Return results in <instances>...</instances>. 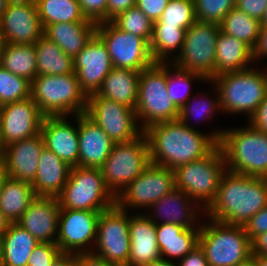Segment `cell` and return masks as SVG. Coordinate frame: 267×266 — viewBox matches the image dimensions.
Listing matches in <instances>:
<instances>
[{
    "instance_id": "2e32d148",
    "label": "cell",
    "mask_w": 267,
    "mask_h": 266,
    "mask_svg": "<svg viewBox=\"0 0 267 266\" xmlns=\"http://www.w3.org/2000/svg\"><path fill=\"white\" fill-rule=\"evenodd\" d=\"M100 213L60 209L56 244L62 253L78 254L93 251L94 247L90 248L89 244L93 245V241L96 242Z\"/></svg>"
},
{
    "instance_id": "f6af8a7d",
    "label": "cell",
    "mask_w": 267,
    "mask_h": 266,
    "mask_svg": "<svg viewBox=\"0 0 267 266\" xmlns=\"http://www.w3.org/2000/svg\"><path fill=\"white\" fill-rule=\"evenodd\" d=\"M86 19L99 24L107 22V0H78Z\"/></svg>"
},
{
    "instance_id": "f5cc1de1",
    "label": "cell",
    "mask_w": 267,
    "mask_h": 266,
    "mask_svg": "<svg viewBox=\"0 0 267 266\" xmlns=\"http://www.w3.org/2000/svg\"><path fill=\"white\" fill-rule=\"evenodd\" d=\"M75 266H116L93 252L75 254Z\"/></svg>"
},
{
    "instance_id": "9a60e30c",
    "label": "cell",
    "mask_w": 267,
    "mask_h": 266,
    "mask_svg": "<svg viewBox=\"0 0 267 266\" xmlns=\"http://www.w3.org/2000/svg\"><path fill=\"white\" fill-rule=\"evenodd\" d=\"M174 188V171L151 163L120 192L116 205L123 210L130 207L147 209Z\"/></svg>"
},
{
    "instance_id": "6125c7cd",
    "label": "cell",
    "mask_w": 267,
    "mask_h": 266,
    "mask_svg": "<svg viewBox=\"0 0 267 266\" xmlns=\"http://www.w3.org/2000/svg\"><path fill=\"white\" fill-rule=\"evenodd\" d=\"M256 258L257 266H267V256L253 255Z\"/></svg>"
},
{
    "instance_id": "ee69618b",
    "label": "cell",
    "mask_w": 267,
    "mask_h": 266,
    "mask_svg": "<svg viewBox=\"0 0 267 266\" xmlns=\"http://www.w3.org/2000/svg\"><path fill=\"white\" fill-rule=\"evenodd\" d=\"M61 253L55 243H38L29 256L27 266H51Z\"/></svg>"
},
{
    "instance_id": "5b68a950",
    "label": "cell",
    "mask_w": 267,
    "mask_h": 266,
    "mask_svg": "<svg viewBox=\"0 0 267 266\" xmlns=\"http://www.w3.org/2000/svg\"><path fill=\"white\" fill-rule=\"evenodd\" d=\"M30 97L44 116H69L85 113L87 95L76 74L37 75L31 82Z\"/></svg>"
},
{
    "instance_id": "e0dca14e",
    "label": "cell",
    "mask_w": 267,
    "mask_h": 266,
    "mask_svg": "<svg viewBox=\"0 0 267 266\" xmlns=\"http://www.w3.org/2000/svg\"><path fill=\"white\" fill-rule=\"evenodd\" d=\"M5 43L32 45L44 35L34 0H10L0 18Z\"/></svg>"
},
{
    "instance_id": "4316f807",
    "label": "cell",
    "mask_w": 267,
    "mask_h": 266,
    "mask_svg": "<svg viewBox=\"0 0 267 266\" xmlns=\"http://www.w3.org/2000/svg\"><path fill=\"white\" fill-rule=\"evenodd\" d=\"M96 26L92 21L54 23L44 28V36L74 58L96 34Z\"/></svg>"
},
{
    "instance_id": "5bb4252c",
    "label": "cell",
    "mask_w": 267,
    "mask_h": 266,
    "mask_svg": "<svg viewBox=\"0 0 267 266\" xmlns=\"http://www.w3.org/2000/svg\"><path fill=\"white\" fill-rule=\"evenodd\" d=\"M85 114L93 120L114 143H124L139 137L144 131L139 129L134 109L110 99L89 95Z\"/></svg>"
},
{
    "instance_id": "3957f363",
    "label": "cell",
    "mask_w": 267,
    "mask_h": 266,
    "mask_svg": "<svg viewBox=\"0 0 267 266\" xmlns=\"http://www.w3.org/2000/svg\"><path fill=\"white\" fill-rule=\"evenodd\" d=\"M224 155L226 170L267 178V133L244 128L223 130L218 143Z\"/></svg>"
},
{
    "instance_id": "8fae6325",
    "label": "cell",
    "mask_w": 267,
    "mask_h": 266,
    "mask_svg": "<svg viewBox=\"0 0 267 266\" xmlns=\"http://www.w3.org/2000/svg\"><path fill=\"white\" fill-rule=\"evenodd\" d=\"M219 25L196 21L186 31L182 49L171 56V64L201 74L207 81L215 77L216 39ZM173 59V60H172Z\"/></svg>"
},
{
    "instance_id": "836d02e7",
    "label": "cell",
    "mask_w": 267,
    "mask_h": 266,
    "mask_svg": "<svg viewBox=\"0 0 267 266\" xmlns=\"http://www.w3.org/2000/svg\"><path fill=\"white\" fill-rule=\"evenodd\" d=\"M37 55L35 45L5 43L0 65L14 75L32 82L37 76Z\"/></svg>"
},
{
    "instance_id": "52a82bcc",
    "label": "cell",
    "mask_w": 267,
    "mask_h": 266,
    "mask_svg": "<svg viewBox=\"0 0 267 266\" xmlns=\"http://www.w3.org/2000/svg\"><path fill=\"white\" fill-rule=\"evenodd\" d=\"M208 220L201 223L198 245L209 266H236L252 255L251 240L242 225Z\"/></svg>"
},
{
    "instance_id": "8992f818",
    "label": "cell",
    "mask_w": 267,
    "mask_h": 266,
    "mask_svg": "<svg viewBox=\"0 0 267 266\" xmlns=\"http://www.w3.org/2000/svg\"><path fill=\"white\" fill-rule=\"evenodd\" d=\"M167 64L154 63L140 72L135 112L143 131L153 124L179 117V109L167 91Z\"/></svg>"
},
{
    "instance_id": "f907efd6",
    "label": "cell",
    "mask_w": 267,
    "mask_h": 266,
    "mask_svg": "<svg viewBox=\"0 0 267 266\" xmlns=\"http://www.w3.org/2000/svg\"><path fill=\"white\" fill-rule=\"evenodd\" d=\"M248 122L254 129L267 133V95Z\"/></svg>"
},
{
    "instance_id": "e575fe53",
    "label": "cell",
    "mask_w": 267,
    "mask_h": 266,
    "mask_svg": "<svg viewBox=\"0 0 267 266\" xmlns=\"http://www.w3.org/2000/svg\"><path fill=\"white\" fill-rule=\"evenodd\" d=\"M186 31L187 29L181 26L153 25V35L150 41L152 60L155 63H169L171 52L179 51L180 53Z\"/></svg>"
},
{
    "instance_id": "d4e9b609",
    "label": "cell",
    "mask_w": 267,
    "mask_h": 266,
    "mask_svg": "<svg viewBox=\"0 0 267 266\" xmlns=\"http://www.w3.org/2000/svg\"><path fill=\"white\" fill-rule=\"evenodd\" d=\"M132 216V217H131ZM130 216V255L128 266H144L161 258L156 224L146 214Z\"/></svg>"
},
{
    "instance_id": "e7e4bbea",
    "label": "cell",
    "mask_w": 267,
    "mask_h": 266,
    "mask_svg": "<svg viewBox=\"0 0 267 266\" xmlns=\"http://www.w3.org/2000/svg\"><path fill=\"white\" fill-rule=\"evenodd\" d=\"M0 266H3V236H0Z\"/></svg>"
},
{
    "instance_id": "c3c4849f",
    "label": "cell",
    "mask_w": 267,
    "mask_h": 266,
    "mask_svg": "<svg viewBox=\"0 0 267 266\" xmlns=\"http://www.w3.org/2000/svg\"><path fill=\"white\" fill-rule=\"evenodd\" d=\"M169 0H137L138 7L152 22L157 21L166 8Z\"/></svg>"
},
{
    "instance_id": "484cf974",
    "label": "cell",
    "mask_w": 267,
    "mask_h": 266,
    "mask_svg": "<svg viewBox=\"0 0 267 266\" xmlns=\"http://www.w3.org/2000/svg\"><path fill=\"white\" fill-rule=\"evenodd\" d=\"M71 166L55 153L43 148L37 174L31 183L36 196L57 197L64 188Z\"/></svg>"
},
{
    "instance_id": "a7ac6f4b",
    "label": "cell",
    "mask_w": 267,
    "mask_h": 266,
    "mask_svg": "<svg viewBox=\"0 0 267 266\" xmlns=\"http://www.w3.org/2000/svg\"><path fill=\"white\" fill-rule=\"evenodd\" d=\"M261 25H262V26H267V8H266V10H265L263 19L261 20Z\"/></svg>"
},
{
    "instance_id": "44dd1931",
    "label": "cell",
    "mask_w": 267,
    "mask_h": 266,
    "mask_svg": "<svg viewBox=\"0 0 267 266\" xmlns=\"http://www.w3.org/2000/svg\"><path fill=\"white\" fill-rule=\"evenodd\" d=\"M60 206L57 197L36 196L16 222L39 243H55L58 236Z\"/></svg>"
},
{
    "instance_id": "7bdbcfd3",
    "label": "cell",
    "mask_w": 267,
    "mask_h": 266,
    "mask_svg": "<svg viewBox=\"0 0 267 266\" xmlns=\"http://www.w3.org/2000/svg\"><path fill=\"white\" fill-rule=\"evenodd\" d=\"M195 102V103H192ZM189 99L180 109H179V117L178 119L182 121L185 125H187L190 128H193L187 121L189 119L191 120V117L199 116V119H203L207 117L209 120L212 118L214 111L218 109V111H221L220 106V100H219V94L218 98L216 95V99L214 100H208V98L204 97L198 102L194 100ZM193 115V116H192ZM205 116V117H204ZM209 117V118H208ZM201 119V120H202Z\"/></svg>"
},
{
    "instance_id": "be15d7a7",
    "label": "cell",
    "mask_w": 267,
    "mask_h": 266,
    "mask_svg": "<svg viewBox=\"0 0 267 266\" xmlns=\"http://www.w3.org/2000/svg\"><path fill=\"white\" fill-rule=\"evenodd\" d=\"M10 0H0V18L2 17L3 13L6 11L7 5Z\"/></svg>"
},
{
    "instance_id": "680465c9",
    "label": "cell",
    "mask_w": 267,
    "mask_h": 266,
    "mask_svg": "<svg viewBox=\"0 0 267 266\" xmlns=\"http://www.w3.org/2000/svg\"><path fill=\"white\" fill-rule=\"evenodd\" d=\"M10 222L4 216V214L0 211V236H2L8 229Z\"/></svg>"
},
{
    "instance_id": "7dc6e473",
    "label": "cell",
    "mask_w": 267,
    "mask_h": 266,
    "mask_svg": "<svg viewBox=\"0 0 267 266\" xmlns=\"http://www.w3.org/2000/svg\"><path fill=\"white\" fill-rule=\"evenodd\" d=\"M235 8L261 21L267 8V0H235Z\"/></svg>"
},
{
    "instance_id": "ac0fdd59",
    "label": "cell",
    "mask_w": 267,
    "mask_h": 266,
    "mask_svg": "<svg viewBox=\"0 0 267 266\" xmlns=\"http://www.w3.org/2000/svg\"><path fill=\"white\" fill-rule=\"evenodd\" d=\"M44 115L31 97L0 106L1 136L5 146L40 133Z\"/></svg>"
},
{
    "instance_id": "4fadbf2b",
    "label": "cell",
    "mask_w": 267,
    "mask_h": 266,
    "mask_svg": "<svg viewBox=\"0 0 267 266\" xmlns=\"http://www.w3.org/2000/svg\"><path fill=\"white\" fill-rule=\"evenodd\" d=\"M127 212L114 205L100 213L95 242L96 249L91 251L116 266H128L130 215Z\"/></svg>"
},
{
    "instance_id": "ba28073f",
    "label": "cell",
    "mask_w": 267,
    "mask_h": 266,
    "mask_svg": "<svg viewBox=\"0 0 267 266\" xmlns=\"http://www.w3.org/2000/svg\"><path fill=\"white\" fill-rule=\"evenodd\" d=\"M60 209L103 212L116 205L100 168L71 167L68 180L57 196Z\"/></svg>"
},
{
    "instance_id": "60d3db41",
    "label": "cell",
    "mask_w": 267,
    "mask_h": 266,
    "mask_svg": "<svg viewBox=\"0 0 267 266\" xmlns=\"http://www.w3.org/2000/svg\"><path fill=\"white\" fill-rule=\"evenodd\" d=\"M120 30L144 37L149 43L153 35V22L136 6L121 13L112 21Z\"/></svg>"
},
{
    "instance_id": "003e7915",
    "label": "cell",
    "mask_w": 267,
    "mask_h": 266,
    "mask_svg": "<svg viewBox=\"0 0 267 266\" xmlns=\"http://www.w3.org/2000/svg\"><path fill=\"white\" fill-rule=\"evenodd\" d=\"M4 45H5L4 38L2 37V33L0 31V56H1Z\"/></svg>"
},
{
    "instance_id": "1f68e13d",
    "label": "cell",
    "mask_w": 267,
    "mask_h": 266,
    "mask_svg": "<svg viewBox=\"0 0 267 266\" xmlns=\"http://www.w3.org/2000/svg\"><path fill=\"white\" fill-rule=\"evenodd\" d=\"M3 236V266H27L39 241L17 223H10Z\"/></svg>"
},
{
    "instance_id": "603a6c76",
    "label": "cell",
    "mask_w": 267,
    "mask_h": 266,
    "mask_svg": "<svg viewBox=\"0 0 267 266\" xmlns=\"http://www.w3.org/2000/svg\"><path fill=\"white\" fill-rule=\"evenodd\" d=\"M78 138L80 167L100 168L115 144L85 113L78 115Z\"/></svg>"
},
{
    "instance_id": "b9f144b4",
    "label": "cell",
    "mask_w": 267,
    "mask_h": 266,
    "mask_svg": "<svg viewBox=\"0 0 267 266\" xmlns=\"http://www.w3.org/2000/svg\"><path fill=\"white\" fill-rule=\"evenodd\" d=\"M198 22L219 25L223 18L235 8V0H194Z\"/></svg>"
},
{
    "instance_id": "bcb514c9",
    "label": "cell",
    "mask_w": 267,
    "mask_h": 266,
    "mask_svg": "<svg viewBox=\"0 0 267 266\" xmlns=\"http://www.w3.org/2000/svg\"><path fill=\"white\" fill-rule=\"evenodd\" d=\"M243 228L251 241L261 233L267 232V206L251 217Z\"/></svg>"
},
{
    "instance_id": "681fc988",
    "label": "cell",
    "mask_w": 267,
    "mask_h": 266,
    "mask_svg": "<svg viewBox=\"0 0 267 266\" xmlns=\"http://www.w3.org/2000/svg\"><path fill=\"white\" fill-rule=\"evenodd\" d=\"M137 0H107V22H112L121 13L136 6Z\"/></svg>"
},
{
    "instance_id": "83f0119b",
    "label": "cell",
    "mask_w": 267,
    "mask_h": 266,
    "mask_svg": "<svg viewBox=\"0 0 267 266\" xmlns=\"http://www.w3.org/2000/svg\"><path fill=\"white\" fill-rule=\"evenodd\" d=\"M215 77L243 71L254 61L253 49L244 41L220 31L216 39Z\"/></svg>"
},
{
    "instance_id": "d590c367",
    "label": "cell",
    "mask_w": 267,
    "mask_h": 266,
    "mask_svg": "<svg viewBox=\"0 0 267 266\" xmlns=\"http://www.w3.org/2000/svg\"><path fill=\"white\" fill-rule=\"evenodd\" d=\"M43 28L60 22L90 21L78 0H34Z\"/></svg>"
},
{
    "instance_id": "8d00e7d4",
    "label": "cell",
    "mask_w": 267,
    "mask_h": 266,
    "mask_svg": "<svg viewBox=\"0 0 267 266\" xmlns=\"http://www.w3.org/2000/svg\"><path fill=\"white\" fill-rule=\"evenodd\" d=\"M261 21L233 8L219 24L220 31L244 41L252 49L256 46Z\"/></svg>"
},
{
    "instance_id": "ab89813d",
    "label": "cell",
    "mask_w": 267,
    "mask_h": 266,
    "mask_svg": "<svg viewBox=\"0 0 267 266\" xmlns=\"http://www.w3.org/2000/svg\"><path fill=\"white\" fill-rule=\"evenodd\" d=\"M31 82L0 65V106L30 97Z\"/></svg>"
},
{
    "instance_id": "94428289",
    "label": "cell",
    "mask_w": 267,
    "mask_h": 266,
    "mask_svg": "<svg viewBox=\"0 0 267 266\" xmlns=\"http://www.w3.org/2000/svg\"><path fill=\"white\" fill-rule=\"evenodd\" d=\"M236 266H257L256 265V258L251 255L249 258H247L245 261L240 262Z\"/></svg>"
},
{
    "instance_id": "7c38bea8",
    "label": "cell",
    "mask_w": 267,
    "mask_h": 266,
    "mask_svg": "<svg viewBox=\"0 0 267 266\" xmlns=\"http://www.w3.org/2000/svg\"><path fill=\"white\" fill-rule=\"evenodd\" d=\"M96 35L105 44L115 68L142 71L155 63L144 37L120 30L113 22L97 24Z\"/></svg>"
},
{
    "instance_id": "74e56055",
    "label": "cell",
    "mask_w": 267,
    "mask_h": 266,
    "mask_svg": "<svg viewBox=\"0 0 267 266\" xmlns=\"http://www.w3.org/2000/svg\"><path fill=\"white\" fill-rule=\"evenodd\" d=\"M173 68L170 70V68ZM174 72V74H172ZM192 80H207L199 73L185 71L171 64L167 65V91L172 102L180 109L189 99H191L190 89Z\"/></svg>"
},
{
    "instance_id": "277c9868",
    "label": "cell",
    "mask_w": 267,
    "mask_h": 266,
    "mask_svg": "<svg viewBox=\"0 0 267 266\" xmlns=\"http://www.w3.org/2000/svg\"><path fill=\"white\" fill-rule=\"evenodd\" d=\"M208 82L215 84L221 112H245L250 119L267 95V68L264 72L251 67L243 71L223 73Z\"/></svg>"
},
{
    "instance_id": "03108f58",
    "label": "cell",
    "mask_w": 267,
    "mask_h": 266,
    "mask_svg": "<svg viewBox=\"0 0 267 266\" xmlns=\"http://www.w3.org/2000/svg\"><path fill=\"white\" fill-rule=\"evenodd\" d=\"M4 150H5V145H4L3 140H2L1 126H0V160H1L2 156H3Z\"/></svg>"
},
{
    "instance_id": "f35d334b",
    "label": "cell",
    "mask_w": 267,
    "mask_h": 266,
    "mask_svg": "<svg viewBox=\"0 0 267 266\" xmlns=\"http://www.w3.org/2000/svg\"><path fill=\"white\" fill-rule=\"evenodd\" d=\"M196 21L194 0H169L162 15L153 25L181 26L188 29Z\"/></svg>"
},
{
    "instance_id": "6f0895ef",
    "label": "cell",
    "mask_w": 267,
    "mask_h": 266,
    "mask_svg": "<svg viewBox=\"0 0 267 266\" xmlns=\"http://www.w3.org/2000/svg\"><path fill=\"white\" fill-rule=\"evenodd\" d=\"M176 263L177 262H174V260L171 261L169 259L167 260V259L160 258V259H158L156 261H152L149 264H146L144 266H177Z\"/></svg>"
},
{
    "instance_id": "d6986e66",
    "label": "cell",
    "mask_w": 267,
    "mask_h": 266,
    "mask_svg": "<svg viewBox=\"0 0 267 266\" xmlns=\"http://www.w3.org/2000/svg\"><path fill=\"white\" fill-rule=\"evenodd\" d=\"M73 63L74 73L87 97L97 93L113 68L107 48L96 34L73 58Z\"/></svg>"
},
{
    "instance_id": "9c48e42d",
    "label": "cell",
    "mask_w": 267,
    "mask_h": 266,
    "mask_svg": "<svg viewBox=\"0 0 267 266\" xmlns=\"http://www.w3.org/2000/svg\"><path fill=\"white\" fill-rule=\"evenodd\" d=\"M174 171L175 186L199 203L204 211L214 201L220 179L226 171L224 155L218 145L209 155L179 166Z\"/></svg>"
},
{
    "instance_id": "ffe728a7",
    "label": "cell",
    "mask_w": 267,
    "mask_h": 266,
    "mask_svg": "<svg viewBox=\"0 0 267 266\" xmlns=\"http://www.w3.org/2000/svg\"><path fill=\"white\" fill-rule=\"evenodd\" d=\"M44 139L41 133L5 146L0 162L8 177L32 183L37 174Z\"/></svg>"
},
{
    "instance_id": "91938a15",
    "label": "cell",
    "mask_w": 267,
    "mask_h": 266,
    "mask_svg": "<svg viewBox=\"0 0 267 266\" xmlns=\"http://www.w3.org/2000/svg\"><path fill=\"white\" fill-rule=\"evenodd\" d=\"M7 178L8 174L6 173L3 164L0 162V192Z\"/></svg>"
},
{
    "instance_id": "d6a6232c",
    "label": "cell",
    "mask_w": 267,
    "mask_h": 266,
    "mask_svg": "<svg viewBox=\"0 0 267 266\" xmlns=\"http://www.w3.org/2000/svg\"><path fill=\"white\" fill-rule=\"evenodd\" d=\"M37 75H65L74 72L73 58L65 54L57 44L46 36L35 43Z\"/></svg>"
},
{
    "instance_id": "6da1fadb",
    "label": "cell",
    "mask_w": 267,
    "mask_h": 266,
    "mask_svg": "<svg viewBox=\"0 0 267 266\" xmlns=\"http://www.w3.org/2000/svg\"><path fill=\"white\" fill-rule=\"evenodd\" d=\"M224 129L202 134L179 119L160 122L144 130L152 164L175 170L185 163L209 155L221 140Z\"/></svg>"
},
{
    "instance_id": "816d5d0a",
    "label": "cell",
    "mask_w": 267,
    "mask_h": 266,
    "mask_svg": "<svg viewBox=\"0 0 267 266\" xmlns=\"http://www.w3.org/2000/svg\"><path fill=\"white\" fill-rule=\"evenodd\" d=\"M178 261L177 266H209L204 251L199 245Z\"/></svg>"
},
{
    "instance_id": "9f6ffc18",
    "label": "cell",
    "mask_w": 267,
    "mask_h": 266,
    "mask_svg": "<svg viewBox=\"0 0 267 266\" xmlns=\"http://www.w3.org/2000/svg\"><path fill=\"white\" fill-rule=\"evenodd\" d=\"M51 266H75V254L61 253Z\"/></svg>"
},
{
    "instance_id": "cb8c5ba5",
    "label": "cell",
    "mask_w": 267,
    "mask_h": 266,
    "mask_svg": "<svg viewBox=\"0 0 267 266\" xmlns=\"http://www.w3.org/2000/svg\"><path fill=\"white\" fill-rule=\"evenodd\" d=\"M194 202L196 201L190 198L181 189L174 188L148 208L155 210L153 211V215L156 217V220L154 219L153 215H148L147 213L146 215L155 224L168 223L183 226L185 228H200V224L198 226L193 224L197 221L196 217L200 215L197 214L200 213L197 209L202 210V212L205 211H203V208H199L200 205L198 202ZM157 218L161 219L160 222Z\"/></svg>"
},
{
    "instance_id": "f546056e",
    "label": "cell",
    "mask_w": 267,
    "mask_h": 266,
    "mask_svg": "<svg viewBox=\"0 0 267 266\" xmlns=\"http://www.w3.org/2000/svg\"><path fill=\"white\" fill-rule=\"evenodd\" d=\"M140 72L113 67L96 94L135 110Z\"/></svg>"
},
{
    "instance_id": "30bf717a",
    "label": "cell",
    "mask_w": 267,
    "mask_h": 266,
    "mask_svg": "<svg viewBox=\"0 0 267 266\" xmlns=\"http://www.w3.org/2000/svg\"><path fill=\"white\" fill-rule=\"evenodd\" d=\"M150 150L146 134L124 143H115L100 167L105 185L117 197L149 165Z\"/></svg>"
},
{
    "instance_id": "f1b7e54d",
    "label": "cell",
    "mask_w": 267,
    "mask_h": 266,
    "mask_svg": "<svg viewBox=\"0 0 267 266\" xmlns=\"http://www.w3.org/2000/svg\"><path fill=\"white\" fill-rule=\"evenodd\" d=\"M200 228H185L176 224H156L157 244L161 258L182 259L198 245ZM168 256V257H167ZM166 257V258H165ZM179 258V259H178Z\"/></svg>"
},
{
    "instance_id": "db71d44e",
    "label": "cell",
    "mask_w": 267,
    "mask_h": 266,
    "mask_svg": "<svg viewBox=\"0 0 267 266\" xmlns=\"http://www.w3.org/2000/svg\"><path fill=\"white\" fill-rule=\"evenodd\" d=\"M254 61L267 58V26H261L256 46L253 48Z\"/></svg>"
},
{
    "instance_id": "7a4b0ae2",
    "label": "cell",
    "mask_w": 267,
    "mask_h": 266,
    "mask_svg": "<svg viewBox=\"0 0 267 266\" xmlns=\"http://www.w3.org/2000/svg\"><path fill=\"white\" fill-rule=\"evenodd\" d=\"M265 206L267 178L226 170L220 179L216 197L204 215L224 224L243 226Z\"/></svg>"
},
{
    "instance_id": "7402d4cb",
    "label": "cell",
    "mask_w": 267,
    "mask_h": 266,
    "mask_svg": "<svg viewBox=\"0 0 267 266\" xmlns=\"http://www.w3.org/2000/svg\"><path fill=\"white\" fill-rule=\"evenodd\" d=\"M74 117L77 128L67 116H44L40 131L45 147L71 167L78 166L79 157L78 115Z\"/></svg>"
},
{
    "instance_id": "4dcf8cb0",
    "label": "cell",
    "mask_w": 267,
    "mask_h": 266,
    "mask_svg": "<svg viewBox=\"0 0 267 266\" xmlns=\"http://www.w3.org/2000/svg\"><path fill=\"white\" fill-rule=\"evenodd\" d=\"M35 197L31 183L8 177L0 192V211L16 223Z\"/></svg>"
},
{
    "instance_id": "11a10c76",
    "label": "cell",
    "mask_w": 267,
    "mask_h": 266,
    "mask_svg": "<svg viewBox=\"0 0 267 266\" xmlns=\"http://www.w3.org/2000/svg\"><path fill=\"white\" fill-rule=\"evenodd\" d=\"M252 255L267 256V232L261 233L252 241Z\"/></svg>"
}]
</instances>
